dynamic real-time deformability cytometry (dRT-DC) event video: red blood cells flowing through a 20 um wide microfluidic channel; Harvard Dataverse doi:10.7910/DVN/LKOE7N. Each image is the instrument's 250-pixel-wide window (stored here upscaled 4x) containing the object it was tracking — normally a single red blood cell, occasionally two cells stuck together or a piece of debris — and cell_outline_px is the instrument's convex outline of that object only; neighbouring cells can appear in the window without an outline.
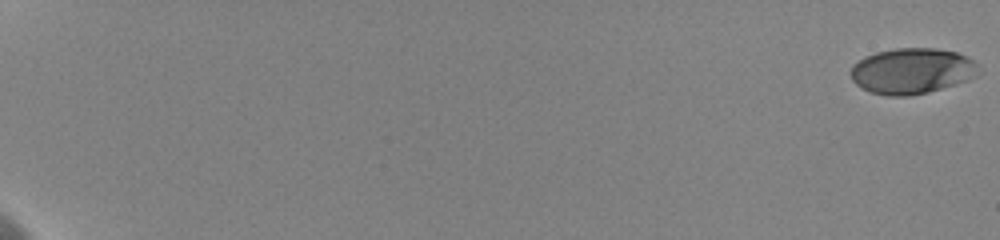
{"species": "human", "species_latin": "Homo sapiens", "temperature_condition": "cold", "stored_images_in_passage": 59, "camera_frame_rate_fps": 3000, "um_per_image_px": 0.085, "donor": {"sex": "female"}, "frame": {"image": 1, "passage_image": 1, "time_ms": 0.0, "image_size_px": [1000, 240], "cell_outline_px": [[980, 72], [976, 76], [968, 80], [956, 84], [928, 92], [908, 96], [888, 96], [872, 92], [856, 84], [852, 80], [848, 72], [852, 64], [864, 56], [876, 52], [896, 48], [936, 48], [956, 52], [980, 64]], "centroid_in_image_um": [77.51, 6.02], "position_along_channel_um": 7.5, "area_um2": 34.39}}
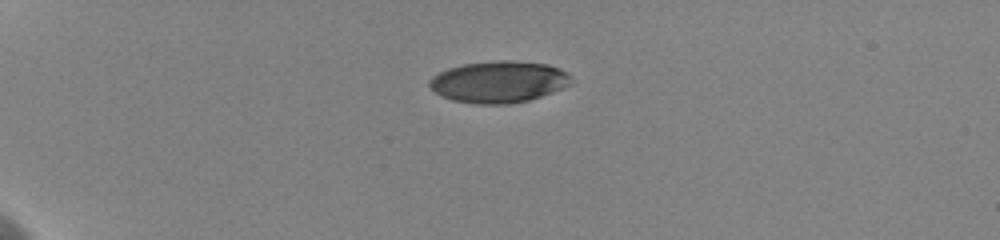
{"frame": {"image": 2, "passage_image": 11, "time_ms": 5.667, "image_size_px": [1000, 240], "cell_outline_px": [[572, 84], [552, 92], [528, 100], [508, 104], [476, 104], [452, 100], [436, 92], [428, 84], [428, 80], [432, 76], [448, 68], [464, 64], [500, 60], [508, 60], [548, 64], [560, 68], [568, 72], [572, 76]], "centroid_in_image_um": [42.43, 6.95], "position_along_channel_um": 42.6, "area_um2": 34.39}}
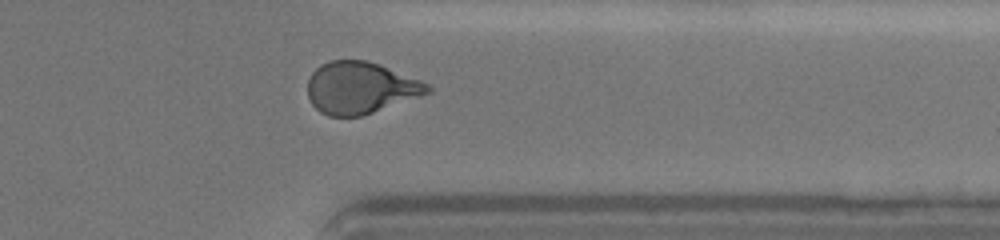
{"frame": {"image": 3, "passage_image": 47, "time_ms": 16.667, "image_size_px": [1000, 240], "cell_outline_px": [[432, 92], [360, 116], [328, 116], [320, 112], [312, 104], [308, 96], [308, 76], [320, 64], [328, 60], [364, 60], [380, 64], [420, 80], [428, 84], [432, 88]], "centroid_in_image_um": [30.61, 7.45], "position_along_channel_um": 380.8, "area_um2": 36.18}, "authors_computed_cell_mechanics": {"area_um2": 36.1828, "velocity_mm_per_s": 3.6236, "shape_relaxation_time_tau1_ms": 4.0773, "shape_relaxation_time_tau2_ms": 1.3328, "deformation_change_tau1": 0.1898, "deformation_change_tau2": 0.0655}}